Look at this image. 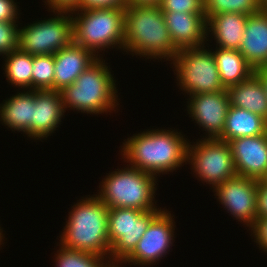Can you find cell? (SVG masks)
I'll use <instances>...</instances> for the list:
<instances>
[{
  "mask_svg": "<svg viewBox=\"0 0 267 267\" xmlns=\"http://www.w3.org/2000/svg\"><path fill=\"white\" fill-rule=\"evenodd\" d=\"M128 0H79V5L74 11L96 8H126Z\"/></svg>",
  "mask_w": 267,
  "mask_h": 267,
  "instance_id": "cell-31",
  "label": "cell"
},
{
  "mask_svg": "<svg viewBox=\"0 0 267 267\" xmlns=\"http://www.w3.org/2000/svg\"><path fill=\"white\" fill-rule=\"evenodd\" d=\"M163 210L142 211L133 208H111L108 211L110 260L124 261L134 250L150 223Z\"/></svg>",
  "mask_w": 267,
  "mask_h": 267,
  "instance_id": "cell-10",
  "label": "cell"
},
{
  "mask_svg": "<svg viewBox=\"0 0 267 267\" xmlns=\"http://www.w3.org/2000/svg\"><path fill=\"white\" fill-rule=\"evenodd\" d=\"M230 105L246 109L267 121V94L264 84L254 73L246 81L226 88Z\"/></svg>",
  "mask_w": 267,
  "mask_h": 267,
  "instance_id": "cell-20",
  "label": "cell"
},
{
  "mask_svg": "<svg viewBox=\"0 0 267 267\" xmlns=\"http://www.w3.org/2000/svg\"><path fill=\"white\" fill-rule=\"evenodd\" d=\"M107 64L103 57H99L74 83L60 91L65 111L71 109L92 115L116 111L120 100L117 81Z\"/></svg>",
  "mask_w": 267,
  "mask_h": 267,
  "instance_id": "cell-4",
  "label": "cell"
},
{
  "mask_svg": "<svg viewBox=\"0 0 267 267\" xmlns=\"http://www.w3.org/2000/svg\"><path fill=\"white\" fill-rule=\"evenodd\" d=\"M115 170L103 178L99 183L100 189L95 194L109 209L133 208L142 211L165 209L157 208V201L154 200L159 177L128 164L126 168Z\"/></svg>",
  "mask_w": 267,
  "mask_h": 267,
  "instance_id": "cell-5",
  "label": "cell"
},
{
  "mask_svg": "<svg viewBox=\"0 0 267 267\" xmlns=\"http://www.w3.org/2000/svg\"><path fill=\"white\" fill-rule=\"evenodd\" d=\"M166 26L177 50L209 45L205 13L163 12Z\"/></svg>",
  "mask_w": 267,
  "mask_h": 267,
  "instance_id": "cell-16",
  "label": "cell"
},
{
  "mask_svg": "<svg viewBox=\"0 0 267 267\" xmlns=\"http://www.w3.org/2000/svg\"><path fill=\"white\" fill-rule=\"evenodd\" d=\"M4 235L5 234H3V229L0 227V246L3 244L4 245V243H3V241H4Z\"/></svg>",
  "mask_w": 267,
  "mask_h": 267,
  "instance_id": "cell-39",
  "label": "cell"
},
{
  "mask_svg": "<svg viewBox=\"0 0 267 267\" xmlns=\"http://www.w3.org/2000/svg\"><path fill=\"white\" fill-rule=\"evenodd\" d=\"M267 217V185L258 180L257 187V218Z\"/></svg>",
  "mask_w": 267,
  "mask_h": 267,
  "instance_id": "cell-34",
  "label": "cell"
},
{
  "mask_svg": "<svg viewBox=\"0 0 267 267\" xmlns=\"http://www.w3.org/2000/svg\"><path fill=\"white\" fill-rule=\"evenodd\" d=\"M123 263V261H109L107 264H106V266L105 267H122V264ZM120 264V265H119ZM123 267H125V266H123Z\"/></svg>",
  "mask_w": 267,
  "mask_h": 267,
  "instance_id": "cell-37",
  "label": "cell"
},
{
  "mask_svg": "<svg viewBox=\"0 0 267 267\" xmlns=\"http://www.w3.org/2000/svg\"><path fill=\"white\" fill-rule=\"evenodd\" d=\"M19 49V27L17 22L0 21V56Z\"/></svg>",
  "mask_w": 267,
  "mask_h": 267,
  "instance_id": "cell-28",
  "label": "cell"
},
{
  "mask_svg": "<svg viewBox=\"0 0 267 267\" xmlns=\"http://www.w3.org/2000/svg\"><path fill=\"white\" fill-rule=\"evenodd\" d=\"M99 57L72 42L54 54V91H62Z\"/></svg>",
  "mask_w": 267,
  "mask_h": 267,
  "instance_id": "cell-17",
  "label": "cell"
},
{
  "mask_svg": "<svg viewBox=\"0 0 267 267\" xmlns=\"http://www.w3.org/2000/svg\"><path fill=\"white\" fill-rule=\"evenodd\" d=\"M255 74L259 77L261 82L264 84L265 91L267 94V66L257 68Z\"/></svg>",
  "mask_w": 267,
  "mask_h": 267,
  "instance_id": "cell-35",
  "label": "cell"
},
{
  "mask_svg": "<svg viewBox=\"0 0 267 267\" xmlns=\"http://www.w3.org/2000/svg\"><path fill=\"white\" fill-rule=\"evenodd\" d=\"M162 12L205 13L204 0H159Z\"/></svg>",
  "mask_w": 267,
  "mask_h": 267,
  "instance_id": "cell-29",
  "label": "cell"
},
{
  "mask_svg": "<svg viewBox=\"0 0 267 267\" xmlns=\"http://www.w3.org/2000/svg\"><path fill=\"white\" fill-rule=\"evenodd\" d=\"M19 11L15 0H0V21L19 22Z\"/></svg>",
  "mask_w": 267,
  "mask_h": 267,
  "instance_id": "cell-32",
  "label": "cell"
},
{
  "mask_svg": "<svg viewBox=\"0 0 267 267\" xmlns=\"http://www.w3.org/2000/svg\"><path fill=\"white\" fill-rule=\"evenodd\" d=\"M267 132V121L246 109L229 106L225 127L219 140L230 142L240 137H254Z\"/></svg>",
  "mask_w": 267,
  "mask_h": 267,
  "instance_id": "cell-22",
  "label": "cell"
},
{
  "mask_svg": "<svg viewBox=\"0 0 267 267\" xmlns=\"http://www.w3.org/2000/svg\"><path fill=\"white\" fill-rule=\"evenodd\" d=\"M57 246H59V249L56 251L57 254L54 255L55 267H105L110 260L109 257L65 248L59 243Z\"/></svg>",
  "mask_w": 267,
  "mask_h": 267,
  "instance_id": "cell-25",
  "label": "cell"
},
{
  "mask_svg": "<svg viewBox=\"0 0 267 267\" xmlns=\"http://www.w3.org/2000/svg\"><path fill=\"white\" fill-rule=\"evenodd\" d=\"M206 18L220 13L251 15L260 11V0H204Z\"/></svg>",
  "mask_w": 267,
  "mask_h": 267,
  "instance_id": "cell-27",
  "label": "cell"
},
{
  "mask_svg": "<svg viewBox=\"0 0 267 267\" xmlns=\"http://www.w3.org/2000/svg\"><path fill=\"white\" fill-rule=\"evenodd\" d=\"M65 112L60 91L33 90V123L30 125V139L46 140L62 124Z\"/></svg>",
  "mask_w": 267,
  "mask_h": 267,
  "instance_id": "cell-14",
  "label": "cell"
},
{
  "mask_svg": "<svg viewBox=\"0 0 267 267\" xmlns=\"http://www.w3.org/2000/svg\"><path fill=\"white\" fill-rule=\"evenodd\" d=\"M0 104V122L12 131L22 132L30 137L33 123V90L12 95Z\"/></svg>",
  "mask_w": 267,
  "mask_h": 267,
  "instance_id": "cell-21",
  "label": "cell"
},
{
  "mask_svg": "<svg viewBox=\"0 0 267 267\" xmlns=\"http://www.w3.org/2000/svg\"><path fill=\"white\" fill-rule=\"evenodd\" d=\"M32 90H54V54L32 55Z\"/></svg>",
  "mask_w": 267,
  "mask_h": 267,
  "instance_id": "cell-26",
  "label": "cell"
},
{
  "mask_svg": "<svg viewBox=\"0 0 267 267\" xmlns=\"http://www.w3.org/2000/svg\"><path fill=\"white\" fill-rule=\"evenodd\" d=\"M187 164L199 181L212 185L211 189L238 175L230 144L219 139L189 141Z\"/></svg>",
  "mask_w": 267,
  "mask_h": 267,
  "instance_id": "cell-8",
  "label": "cell"
},
{
  "mask_svg": "<svg viewBox=\"0 0 267 267\" xmlns=\"http://www.w3.org/2000/svg\"><path fill=\"white\" fill-rule=\"evenodd\" d=\"M213 50L220 80L225 88L246 81L255 73V69L244 59L239 50L219 47Z\"/></svg>",
  "mask_w": 267,
  "mask_h": 267,
  "instance_id": "cell-23",
  "label": "cell"
},
{
  "mask_svg": "<svg viewBox=\"0 0 267 267\" xmlns=\"http://www.w3.org/2000/svg\"><path fill=\"white\" fill-rule=\"evenodd\" d=\"M88 196L82 197L71 207L59 244L65 248L109 257V208L95 194Z\"/></svg>",
  "mask_w": 267,
  "mask_h": 267,
  "instance_id": "cell-3",
  "label": "cell"
},
{
  "mask_svg": "<svg viewBox=\"0 0 267 267\" xmlns=\"http://www.w3.org/2000/svg\"><path fill=\"white\" fill-rule=\"evenodd\" d=\"M47 8L50 12L53 11H64L72 12L79 5V0H44Z\"/></svg>",
  "mask_w": 267,
  "mask_h": 267,
  "instance_id": "cell-33",
  "label": "cell"
},
{
  "mask_svg": "<svg viewBox=\"0 0 267 267\" xmlns=\"http://www.w3.org/2000/svg\"><path fill=\"white\" fill-rule=\"evenodd\" d=\"M260 181H261L263 184L267 185V171H266V173L264 174V176L260 179Z\"/></svg>",
  "mask_w": 267,
  "mask_h": 267,
  "instance_id": "cell-40",
  "label": "cell"
},
{
  "mask_svg": "<svg viewBox=\"0 0 267 267\" xmlns=\"http://www.w3.org/2000/svg\"><path fill=\"white\" fill-rule=\"evenodd\" d=\"M239 176L260 180L267 171V132L229 142Z\"/></svg>",
  "mask_w": 267,
  "mask_h": 267,
  "instance_id": "cell-15",
  "label": "cell"
},
{
  "mask_svg": "<svg viewBox=\"0 0 267 267\" xmlns=\"http://www.w3.org/2000/svg\"><path fill=\"white\" fill-rule=\"evenodd\" d=\"M248 230H251L254 242L259 245L257 247L267 253V217L257 218Z\"/></svg>",
  "mask_w": 267,
  "mask_h": 267,
  "instance_id": "cell-30",
  "label": "cell"
},
{
  "mask_svg": "<svg viewBox=\"0 0 267 267\" xmlns=\"http://www.w3.org/2000/svg\"><path fill=\"white\" fill-rule=\"evenodd\" d=\"M175 221L172 214L164 209L149 225L133 252L123 264L149 267L158 264L174 243ZM147 265V266H146Z\"/></svg>",
  "mask_w": 267,
  "mask_h": 267,
  "instance_id": "cell-11",
  "label": "cell"
},
{
  "mask_svg": "<svg viewBox=\"0 0 267 267\" xmlns=\"http://www.w3.org/2000/svg\"><path fill=\"white\" fill-rule=\"evenodd\" d=\"M248 16L234 12L211 15L207 19V37L211 32L210 38H214L216 47L239 50Z\"/></svg>",
  "mask_w": 267,
  "mask_h": 267,
  "instance_id": "cell-19",
  "label": "cell"
},
{
  "mask_svg": "<svg viewBox=\"0 0 267 267\" xmlns=\"http://www.w3.org/2000/svg\"><path fill=\"white\" fill-rule=\"evenodd\" d=\"M239 51L255 70L267 66V14L248 16Z\"/></svg>",
  "mask_w": 267,
  "mask_h": 267,
  "instance_id": "cell-18",
  "label": "cell"
},
{
  "mask_svg": "<svg viewBox=\"0 0 267 267\" xmlns=\"http://www.w3.org/2000/svg\"><path fill=\"white\" fill-rule=\"evenodd\" d=\"M124 49L147 59L172 61L178 52L157 4H130L124 11Z\"/></svg>",
  "mask_w": 267,
  "mask_h": 267,
  "instance_id": "cell-2",
  "label": "cell"
},
{
  "mask_svg": "<svg viewBox=\"0 0 267 267\" xmlns=\"http://www.w3.org/2000/svg\"><path fill=\"white\" fill-rule=\"evenodd\" d=\"M53 17L19 26V49L31 55L55 54L73 42L71 12L53 11Z\"/></svg>",
  "mask_w": 267,
  "mask_h": 267,
  "instance_id": "cell-9",
  "label": "cell"
},
{
  "mask_svg": "<svg viewBox=\"0 0 267 267\" xmlns=\"http://www.w3.org/2000/svg\"><path fill=\"white\" fill-rule=\"evenodd\" d=\"M4 57L3 70L7 82L23 91L32 90V55L16 49Z\"/></svg>",
  "mask_w": 267,
  "mask_h": 267,
  "instance_id": "cell-24",
  "label": "cell"
},
{
  "mask_svg": "<svg viewBox=\"0 0 267 267\" xmlns=\"http://www.w3.org/2000/svg\"><path fill=\"white\" fill-rule=\"evenodd\" d=\"M189 97L186 110L192 121L206 132L203 139H219L230 106L227 90L199 93Z\"/></svg>",
  "mask_w": 267,
  "mask_h": 267,
  "instance_id": "cell-13",
  "label": "cell"
},
{
  "mask_svg": "<svg viewBox=\"0 0 267 267\" xmlns=\"http://www.w3.org/2000/svg\"><path fill=\"white\" fill-rule=\"evenodd\" d=\"M159 0H128V5L130 4H157Z\"/></svg>",
  "mask_w": 267,
  "mask_h": 267,
  "instance_id": "cell-36",
  "label": "cell"
},
{
  "mask_svg": "<svg viewBox=\"0 0 267 267\" xmlns=\"http://www.w3.org/2000/svg\"><path fill=\"white\" fill-rule=\"evenodd\" d=\"M125 8H96L72 11L73 42L97 57L106 48L124 49ZM75 15V16H74ZM77 15V16H76ZM99 53V55H98Z\"/></svg>",
  "mask_w": 267,
  "mask_h": 267,
  "instance_id": "cell-6",
  "label": "cell"
},
{
  "mask_svg": "<svg viewBox=\"0 0 267 267\" xmlns=\"http://www.w3.org/2000/svg\"><path fill=\"white\" fill-rule=\"evenodd\" d=\"M184 137L177 129H146L125 139L120 153L128 165L160 177L187 164L189 140Z\"/></svg>",
  "mask_w": 267,
  "mask_h": 267,
  "instance_id": "cell-1",
  "label": "cell"
},
{
  "mask_svg": "<svg viewBox=\"0 0 267 267\" xmlns=\"http://www.w3.org/2000/svg\"><path fill=\"white\" fill-rule=\"evenodd\" d=\"M260 12L267 14V0H260Z\"/></svg>",
  "mask_w": 267,
  "mask_h": 267,
  "instance_id": "cell-38",
  "label": "cell"
},
{
  "mask_svg": "<svg viewBox=\"0 0 267 267\" xmlns=\"http://www.w3.org/2000/svg\"><path fill=\"white\" fill-rule=\"evenodd\" d=\"M205 45L178 50L173 64L177 85L187 95L226 90L221 83L212 49Z\"/></svg>",
  "mask_w": 267,
  "mask_h": 267,
  "instance_id": "cell-7",
  "label": "cell"
},
{
  "mask_svg": "<svg viewBox=\"0 0 267 267\" xmlns=\"http://www.w3.org/2000/svg\"><path fill=\"white\" fill-rule=\"evenodd\" d=\"M258 180L235 176L213 188L219 204L243 225L251 227L257 219Z\"/></svg>",
  "mask_w": 267,
  "mask_h": 267,
  "instance_id": "cell-12",
  "label": "cell"
}]
</instances>
